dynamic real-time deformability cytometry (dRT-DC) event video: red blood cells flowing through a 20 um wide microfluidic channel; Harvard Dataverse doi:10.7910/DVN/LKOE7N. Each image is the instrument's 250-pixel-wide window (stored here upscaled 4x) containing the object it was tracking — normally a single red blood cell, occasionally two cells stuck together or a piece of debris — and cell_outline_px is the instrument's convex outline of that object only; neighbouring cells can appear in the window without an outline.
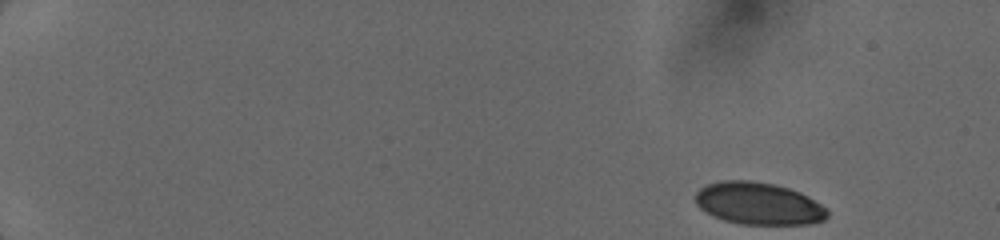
{"species": "human", "species_latin": "Homo sapiens", "temperature_condition": "cold", "stored_images_in_passage": 12, "camera_frame_rate_fps": 3000, "um_per_image_px": 0.085, "donor": {"sex": "female"}, "frame": {"image": 1, "passage_image": 1, "time_ms": 0.0, "image_size_px": [1000, 240], "cell_outline_px": [[828, 216], [824, 220], [812, 224], [740, 224], [724, 220], [700, 208], [696, 204], [696, 192], [700, 188], [708, 184], [720, 180], [752, 180], [772, 184], [788, 188], [800, 192], [808, 196], [828, 208]], "centroid_in_image_um": [64.51, 17.3], "position_along_channel_um": 20.5, "area_um2": 32.48}}
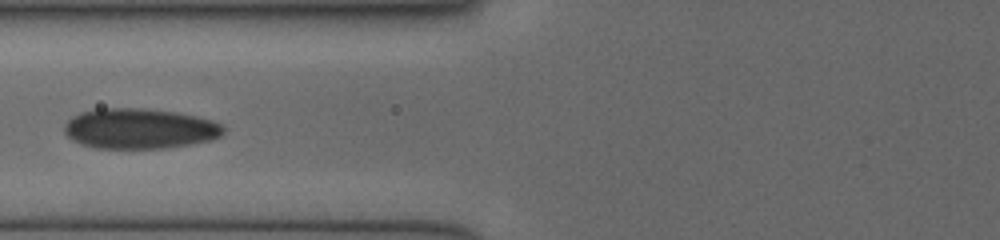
{"frame": {"image": 2, "passage_image": 7, "time_ms": 6.0, "image_size_px": [1000, 240], "cell_outline_px": [[224, 132], [220, 136], [212, 140], [192, 144], [164, 148], [96, 148], [80, 144], [72, 140], [64, 132], [64, 124], [72, 116], [80, 112], [96, 108], [148, 108], [176, 112], [196, 116], [212, 120], [220, 124], [224, 128]], "centroid_in_image_um": [11.84, 10.92], "position_along_channel_um": 114.0, "area_um2": 37.69}}
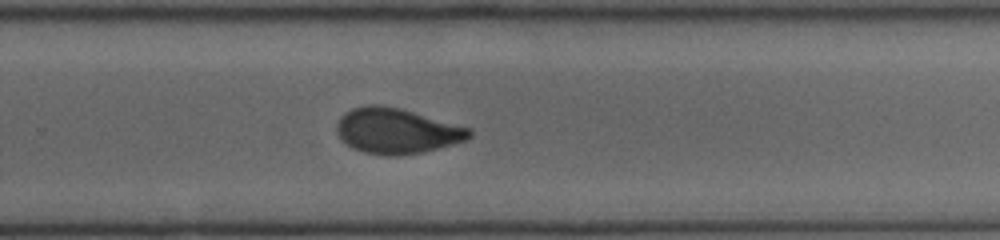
{"frame": {"image": 3, "passage_image": 12, "time_ms": 10.333, "image_size_px": [1000, 240], "cell_outline_px": [[472, 136], [464, 140], [436, 148], [420, 152], [396, 156], [388, 156], [364, 152], [352, 148], [340, 140], [336, 132], [336, 124], [340, 116], [344, 112], [352, 108], [368, 104], [380, 104], [400, 108], [472, 128]], "centroid_in_image_um": [33.66, 11.11], "position_along_channel_um": 296.1, "area_um2": 35.2}}